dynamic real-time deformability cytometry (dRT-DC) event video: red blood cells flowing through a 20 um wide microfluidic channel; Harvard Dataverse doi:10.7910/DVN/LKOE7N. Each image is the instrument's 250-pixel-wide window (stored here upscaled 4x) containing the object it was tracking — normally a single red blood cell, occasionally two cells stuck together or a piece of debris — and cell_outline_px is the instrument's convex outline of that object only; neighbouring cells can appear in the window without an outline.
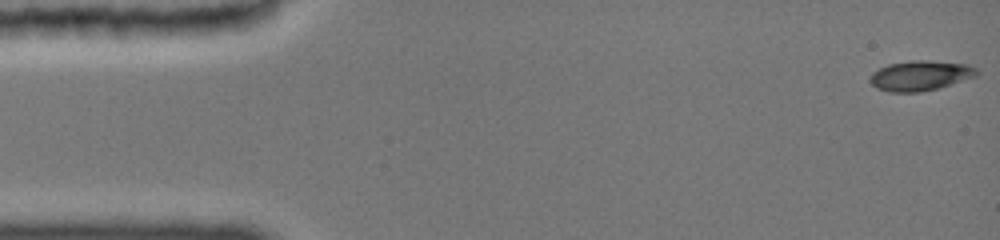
{"species": "common noctule bat (a hibernating species)", "species_latin": "Nyctalus noctula", "temperature_condition": "cold", "stored_images_in_passage": 30, "camera_frame_rate_fps": 3000, "um_per_image_px": 0.085, "animal": {"sex": "female", "body_mass_g": 19.0, "forearm_length_mm": 51.5}, "frame": {"image": 1, "passage_image": 1, "time_ms": 0.0, "image_size_px": [1000, 240], "cell_outline_px": [[980, 72], [976, 76], [936, 88], [920, 92], [888, 92], [876, 88], [868, 80], [872, 72], [888, 64], [912, 60], [928, 60], [968, 64], [976, 68]], "centroid_in_image_um": [78.2, 6.42], "position_along_channel_um": 6.8, "area_um2": 18.67}}
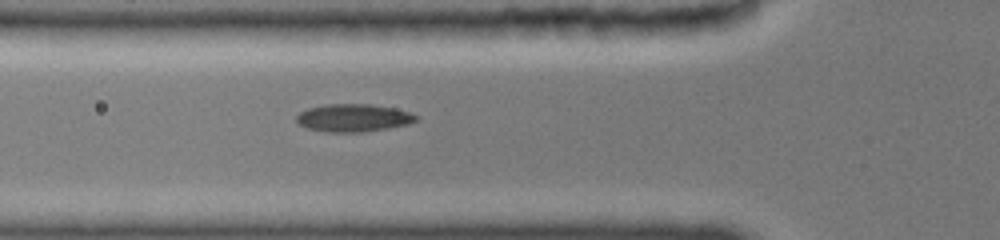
{"frame": {"image": 2, "passage_image": 18, "time_ms": 5.333, "image_size_px": [1000, 240], "cell_outline_px": [[416, 120], [408, 124], [360, 132], [332, 132], [308, 128], [300, 124], [296, 120], [296, 116], [300, 112], [308, 108], [324, 104], [372, 104], [392, 108], [408, 112], [416, 116]], "centroid_in_image_um": [29.99, 10.0], "position_along_channel_um": 95.8, "area_um2": 18.9}}
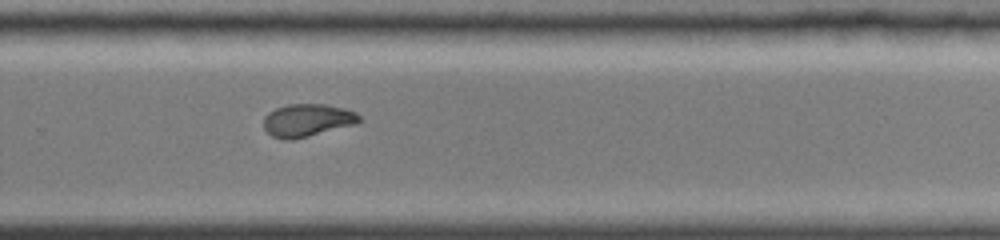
{"frame": {"image": 3, "passage_image": 30, "time_ms": 10.667, "image_size_px": [1000, 240], "cell_outline_px": [[364, 120], [356, 124], [308, 136], [288, 140], [272, 136], [264, 128], [264, 116], [268, 112], [276, 108], [288, 104], [324, 104], [344, 108], [356, 112]], "centroid_in_image_um": [26.14, 10.21], "position_along_channel_um": 303.7, "area_um2": 18.21}}